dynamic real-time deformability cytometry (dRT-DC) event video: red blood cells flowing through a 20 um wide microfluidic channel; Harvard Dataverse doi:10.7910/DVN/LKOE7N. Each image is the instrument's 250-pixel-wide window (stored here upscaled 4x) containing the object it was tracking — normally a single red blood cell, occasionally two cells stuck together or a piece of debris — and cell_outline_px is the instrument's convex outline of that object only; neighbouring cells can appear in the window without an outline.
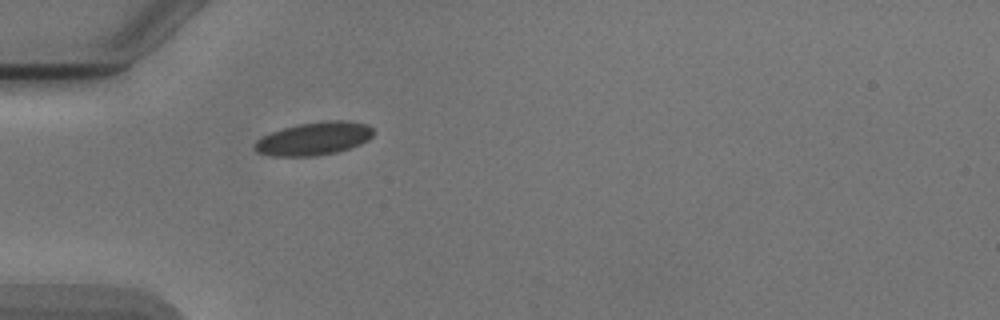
{"species": "Egyptian fruit bat (a non-hibernating species)", "species_latin": "Rousettus aegyptiacus", "temperature_condition": "cold", "stored_images_in_passage": 32, "camera_frame_rate_fps": 3000, "um_per_image_px": 0.085, "animal": {"sex": "male"}, "frame": {"image": 1, "passage_image": 1, "time_ms": 0.0, "image_size_px": [1000, 320], "cell_outline_px": [[372, 136], [368, 140], [360, 144], [336, 152], [312, 156], [272, 156], [256, 152], [252, 148], [252, 144], [256, 140], [272, 132], [296, 124], [324, 120], [348, 120], [368, 124], [372, 128]], "centroid_in_image_um": [26.66, 11.77], "position_along_channel_um": 58.3, "area_um2": 23.0}}
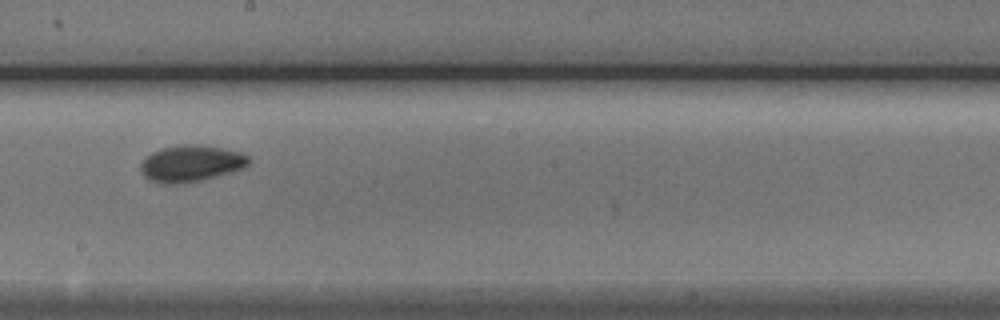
{"frame": {"image": 2, "passage_image": 15, "time_ms": 4.667, "image_size_px": [1000, 320], "cell_outline_px": [[252, 160], [244, 168], [232, 172], [200, 180], [176, 184], [164, 184], [148, 180], [144, 176], [140, 168], [140, 164], [152, 152], [160, 148], [184, 144], [196, 144], [220, 148], [240, 152], [248, 156]], "centroid_in_image_um": [16.23, 13.9], "position_along_channel_um": 232.0, "area_um2": 22.95}}
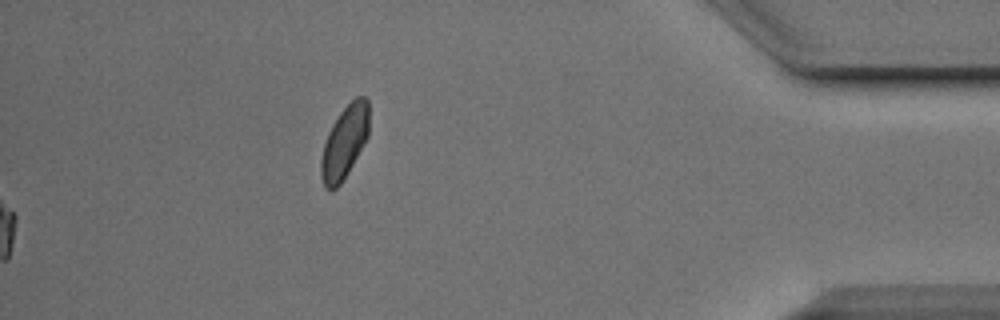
{"frame": {"image": 3, "passage_image": 32, "time_ms": 10.333, "image_size_px": [1000, 320], "cell_outline_px": [[368, 136], [348, 172], [340, 184], [336, 188], [328, 188], [324, 184], [320, 176], [320, 160], [324, 144], [328, 132], [332, 124], [340, 112], [356, 96], [364, 96], [368, 100]], "centroid_in_image_um": [29.27, 12.06], "position_along_channel_um": 405.9, "area_um2": 20.06}, "authors_computed_cell_mechanics": {"area_um2": 21.5594, "velocity_mm_per_s": 3.8581, "shape_relaxation_time_tau1_ms": 2.4264, "shape_relaxation_time_tau2_ms": 1.8821, "deformation_change_tau1": 0.0922, "deformation_change_tau2": 0.046}}